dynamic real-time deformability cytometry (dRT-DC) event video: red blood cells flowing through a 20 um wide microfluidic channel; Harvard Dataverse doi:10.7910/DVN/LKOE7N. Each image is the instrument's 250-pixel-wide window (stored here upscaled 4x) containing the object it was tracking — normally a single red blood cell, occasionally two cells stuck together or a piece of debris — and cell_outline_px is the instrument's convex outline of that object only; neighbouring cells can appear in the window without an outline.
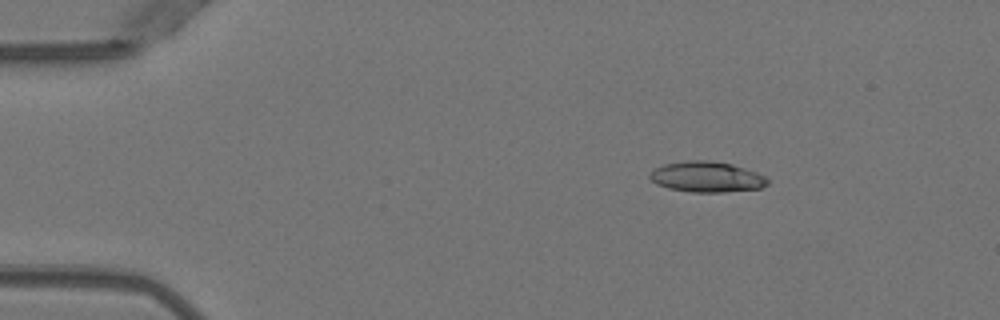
{"species": "Egyptian fruit bat (a non-hibernating species)", "species_latin": "Rousettus aegyptiacus", "temperature_condition": "warm", "stored_images_in_passage": 4, "camera_frame_rate_fps": 3000, "um_per_image_px": 0.085, "animal": {"sex": "female"}, "frame": {"image": 1, "passage_image": 2, "time_ms": 0.333, "image_size_px": [1000, 320], "cell_outline_px": [[768, 184], [760, 188], [724, 192], [692, 192], [668, 188], [656, 184], [648, 176], [656, 168], [664, 164], [688, 160], [712, 160], [732, 164], [756, 172], [764, 176], [768, 180]], "centroid_in_image_um": [60.07, 15.03], "position_along_channel_um": 24.9, "area_um2": 20.92}}